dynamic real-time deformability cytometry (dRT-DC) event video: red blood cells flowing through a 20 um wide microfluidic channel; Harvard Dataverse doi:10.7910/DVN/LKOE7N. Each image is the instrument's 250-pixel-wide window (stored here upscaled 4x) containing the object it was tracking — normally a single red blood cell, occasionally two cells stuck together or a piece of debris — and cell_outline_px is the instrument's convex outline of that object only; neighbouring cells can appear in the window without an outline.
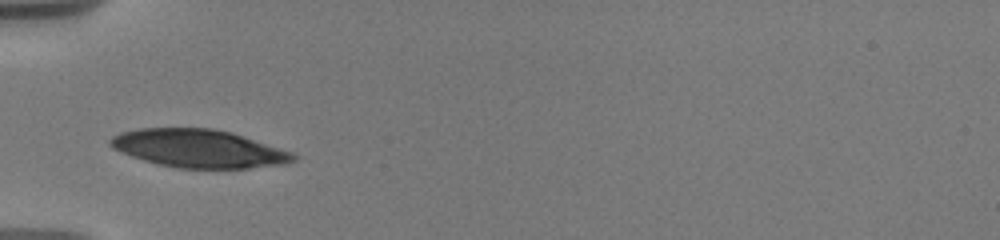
{"species": "human", "species_latin": "Homo sapiens", "temperature_condition": "warm", "stored_images_in_passage": 51, "camera_frame_rate_fps": 3000, "um_per_image_px": 0.085, "donor": {"sex": "male"}, "frame": {"image": 1, "passage_image": 1, "time_ms": 0.0, "image_size_px": [1000, 240], "cell_outline_px": [[300, 156], [296, 160], [280, 164], [248, 168], [180, 168], [160, 164], [144, 160], [132, 156], [112, 148], [108, 144], [108, 140], [112, 136], [120, 132], [140, 128], [212, 128], [232, 132], [296, 152]], "centroid_in_image_um": [16.94, 12.61], "position_along_channel_um": 68.1, "area_um2": 40.81}}
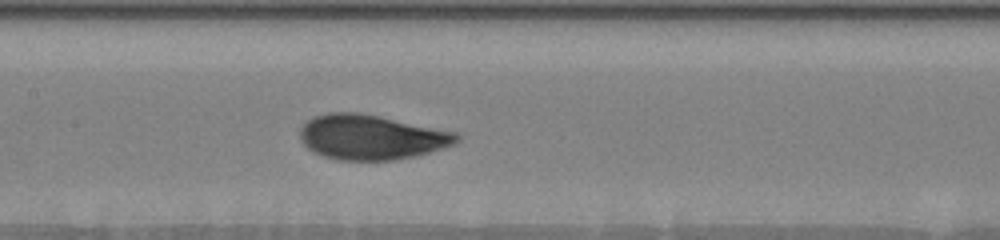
{"frame": {"image": 2, "passage_image": 15, "time_ms": 3.0, "image_size_px": [1000, 240], "cell_outline_px": [[460, 140], [452, 144], [428, 152], [412, 156], [392, 160], [340, 160], [324, 156], [312, 152], [300, 140], [300, 128], [312, 116], [328, 112], [360, 112], [380, 116], [456, 132], [460, 136]], "centroid_in_image_um": [31.51, 11.64], "position_along_channel_um": 175.9, "area_um2": 40.81}}
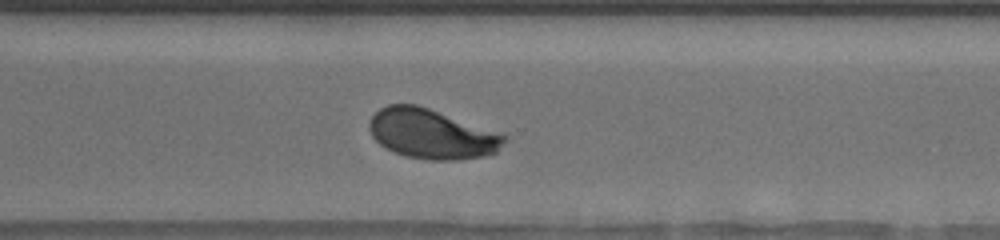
{"frame": {"image": 3, "passage_image": 37, "time_ms": 7.333, "image_size_px": [1000, 240], "cell_outline_px": [[508, 140], [496, 152], [484, 156], [456, 160], [432, 160], [404, 156], [392, 152], [384, 148], [372, 136], [368, 128], [368, 124], [372, 116], [380, 108], [388, 104], [416, 104], [504, 132], [508, 136]], "centroid_in_image_um": [36.74, 11.38], "position_along_channel_um": 333.9, "area_um2": 39.82}, "authors_computed_cell_mechanics": {"area_um2": 40.171, "velocity_mm_per_s": 3.667, "shape_relaxation_time_tau1_ms": 3.8314, "shape_relaxation_time_tau2_ms": null, "deformation_change_tau1": 0.1672, "deformation_change_tau2": null}}